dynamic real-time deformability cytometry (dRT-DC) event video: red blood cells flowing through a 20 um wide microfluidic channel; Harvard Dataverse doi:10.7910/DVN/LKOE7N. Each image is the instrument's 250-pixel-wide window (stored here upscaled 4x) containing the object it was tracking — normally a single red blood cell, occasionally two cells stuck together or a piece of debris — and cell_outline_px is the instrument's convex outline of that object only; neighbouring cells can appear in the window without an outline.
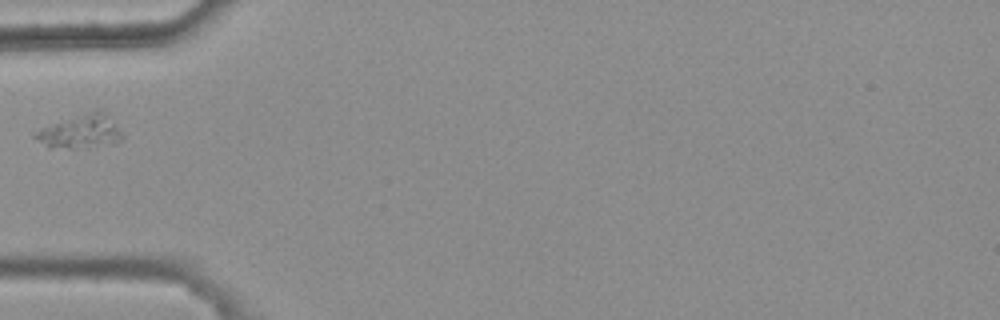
{"species": "common noctule bat (a hibernating species)", "species_latin": "Nyctalus noctula", "temperature_condition": "warm", "stored_images_in_passage": 2, "camera_frame_rate_fps": 3000, "um_per_image_px": 0.085, "animal": {"sex": "female", "body_mass_g": 25.1}, "frame": {"image": 1, "passage_image": 1, "time_ms": 0.0, "image_size_px": [1000, 320], "cell_outline_px": [[124, 136], [116, 144], [72, 148], [48, 148], [36, 140], [32, 136], [40, 128], [92, 108], [100, 108], [116, 124]], "centroid_in_image_um": [6.84, 11.15], "position_along_channel_um": 78.2, "area_um2": 17.51}}
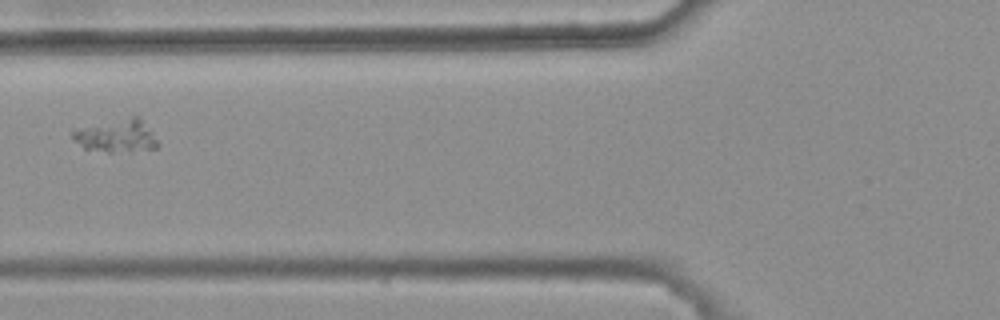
{"frame": {"image": 2, "passage_image": 2, "time_ms": 0.333, "image_size_px": [1000, 320], "cell_outline_px": [[160, 144], [156, 148], [112, 152], [108, 152], [84, 148], [72, 140], [72, 128], [132, 116], [140, 116], [152, 132]], "centroid_in_image_um": [9.86, 11.52], "position_along_channel_um": 115.9, "area_um2": 16.47}}